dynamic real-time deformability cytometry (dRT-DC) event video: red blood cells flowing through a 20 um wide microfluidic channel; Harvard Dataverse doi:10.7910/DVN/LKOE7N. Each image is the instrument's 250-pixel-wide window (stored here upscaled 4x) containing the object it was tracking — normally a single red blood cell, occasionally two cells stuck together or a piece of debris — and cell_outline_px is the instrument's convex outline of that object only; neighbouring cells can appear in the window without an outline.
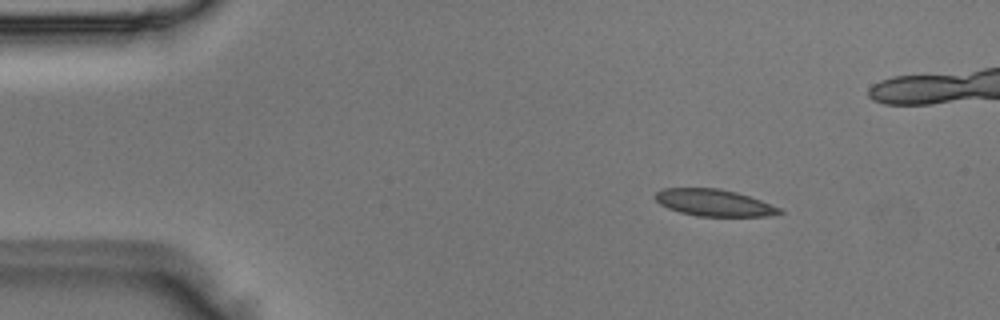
{"species": "Egyptian fruit bat (a non-hibernating species)", "species_latin": "Rousettus aegyptiacus", "temperature_condition": "room temperature", "stored_images_in_passage": 4, "camera_frame_rate_fps": 3000, "um_per_image_px": 0.085, "animal": {"sex": "male"}, "frame": {"image": 1, "passage_image": 1, "time_ms": 0.0, "image_size_px": [1000, 320], "cell_outline_px": [[784, 212], [768, 216], [696, 216], [680, 212], [668, 208], [660, 204], [656, 200], [656, 192], [664, 188], [720, 188], [736, 192], [760, 200], [780, 208]], "centroid_in_image_um": [60.68, 17.23], "position_along_channel_um": 24.3, "area_um2": 19.25}}